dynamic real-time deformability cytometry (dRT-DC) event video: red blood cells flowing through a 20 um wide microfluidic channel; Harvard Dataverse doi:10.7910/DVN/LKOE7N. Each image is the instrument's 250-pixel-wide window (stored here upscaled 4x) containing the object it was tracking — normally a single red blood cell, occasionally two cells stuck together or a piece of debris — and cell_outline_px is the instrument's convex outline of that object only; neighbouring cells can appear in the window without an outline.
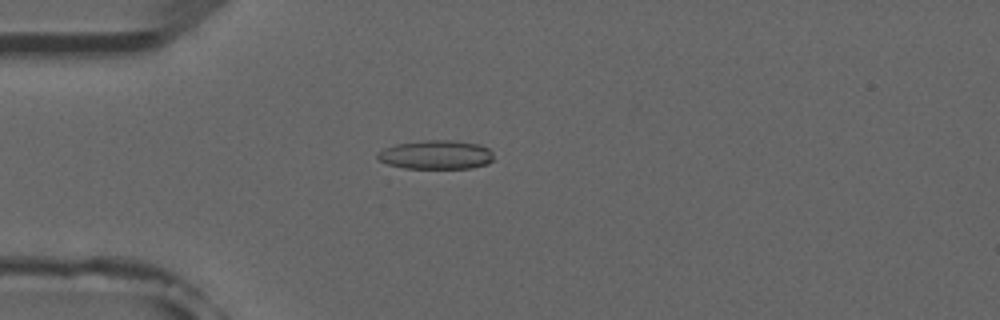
{"species": "common noctule bat (a hibernating species)", "species_latin": "Nyctalus noctula", "temperature_condition": "room temperature", "stored_images_in_passage": 2, "camera_frame_rate_fps": 3000, "um_per_image_px": 0.085, "animal": {"sex": "male", "forearm_length_mm": 52.5}, "frame": {"image": 1, "passage_image": 2, "time_ms": 1.0, "image_size_px": [1000, 320], "cell_outline_px": [[492, 160], [488, 164], [472, 168], [404, 168], [388, 164], [380, 160], [376, 156], [376, 152], [384, 148], [396, 144], [428, 140], [456, 140], [480, 144], [488, 148], [492, 152]], "centroid_in_image_um": [37.07, 13.15], "position_along_channel_um": 47.9, "area_um2": 19.65}}